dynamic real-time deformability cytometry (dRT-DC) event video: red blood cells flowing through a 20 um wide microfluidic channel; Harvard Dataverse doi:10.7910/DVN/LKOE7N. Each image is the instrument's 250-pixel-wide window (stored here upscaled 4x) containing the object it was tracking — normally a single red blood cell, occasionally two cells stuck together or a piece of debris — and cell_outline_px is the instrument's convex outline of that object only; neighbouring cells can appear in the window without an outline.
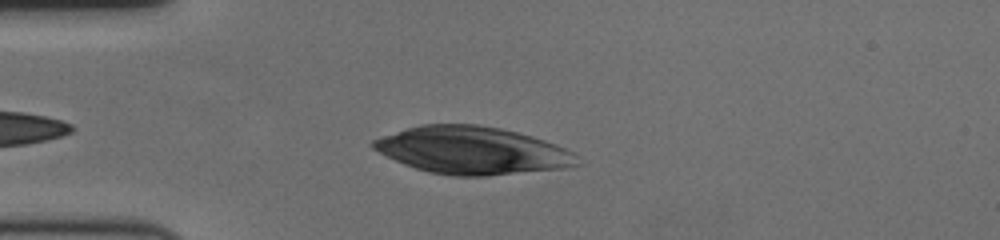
{"species": "human", "species_latin": "Homo sapiens", "temperature_condition": "cold", "stored_images_in_passage": 44, "camera_frame_rate_fps": 3000, "um_per_image_px": 0.085, "donor": {"sex": "female"}, "frame": {"image": 1, "passage_image": 5, "time_ms": 1.333, "image_size_px": [1000, 240], "cell_outline_px": [[584, 164], [564, 168], [484, 176], [452, 176], [428, 172], [404, 164], [372, 148], [368, 144], [372, 140], [420, 124], [476, 124], [500, 128], [532, 136], [556, 144], [580, 156]], "centroid_in_image_um": [40.19, 12.79], "position_along_channel_um": 44.8, "area_um2": 56.36}}
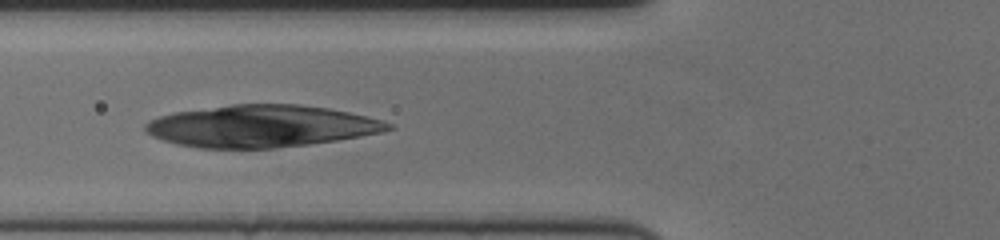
{"frame": {"image": 2, "passage_image": 12, "time_ms": 3.667, "image_size_px": [1000, 240], "cell_outline_px": [[392, 128], [380, 132], [360, 136], [336, 140], [308, 144], [276, 148], [200, 148], [176, 144], [152, 136], [144, 132], [144, 124], [148, 120], [160, 116], [176, 112], [232, 104], [300, 104], [328, 108], [368, 116], [384, 120], [392, 124]], "centroid_in_image_um": [22.18, 10.72], "position_along_channel_um": 103.6, "area_um2": 59.42}}
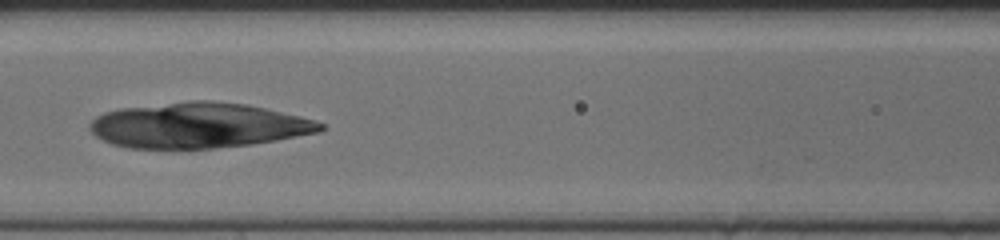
{"frame": {"image": 3, "passage_image": 16, "time_ms": 5.0, "image_size_px": [1000, 240], "cell_outline_px": [[324, 128], [320, 132], [276, 140], [252, 144], [216, 148], [172, 152], [164, 152], [128, 148], [112, 144], [96, 136], [88, 128], [88, 124], [96, 116], [104, 112], [120, 108], [192, 100], [212, 100], [248, 104], [300, 116], [316, 120], [324, 124]], "centroid_in_image_um": [16.8, 10.69], "position_along_channel_um": 149.8, "area_um2": 62.42}}